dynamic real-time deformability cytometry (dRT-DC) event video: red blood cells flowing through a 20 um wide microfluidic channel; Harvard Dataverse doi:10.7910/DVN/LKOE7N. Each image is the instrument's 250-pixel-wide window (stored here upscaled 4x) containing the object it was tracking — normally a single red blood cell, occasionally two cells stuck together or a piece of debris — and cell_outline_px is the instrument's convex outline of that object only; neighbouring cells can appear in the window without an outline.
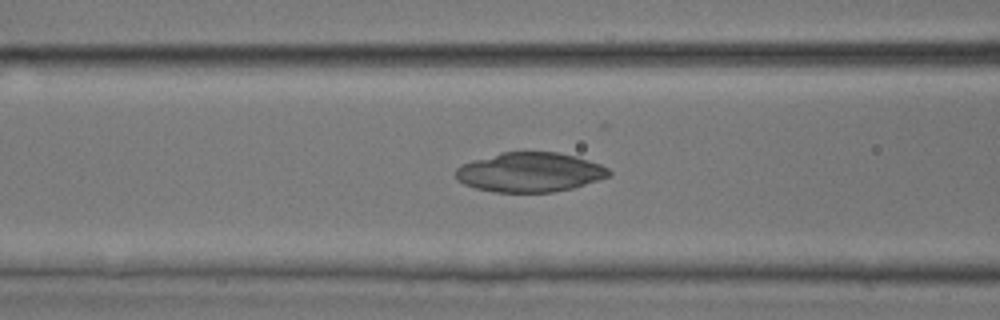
{"species": "common noctule bat (a hibernating species)", "species_latin": "Nyctalus noctula", "temperature_condition": "room temperature", "stored_images_in_passage": 45, "camera_frame_rate_fps": 3000, "um_per_image_px": 0.085, "animal": {"sex": "male", "body_mass_g": 17.9, "forearm_length_mm": 54.2}, "frame": {"image": 1, "passage_image": 19, "time_ms": 6.0, "image_size_px": [1000, 320], "cell_outline_px": [[612, 172], [608, 176], [572, 188], [552, 192], [492, 192], [476, 188], [464, 184], [456, 180], [456, 168], [460, 164], [500, 152], [556, 152], [576, 156], [600, 164], [608, 168]], "centroid_in_image_um": [45.0, 14.63], "position_along_channel_um": 121.6, "area_um2": 35.2}}
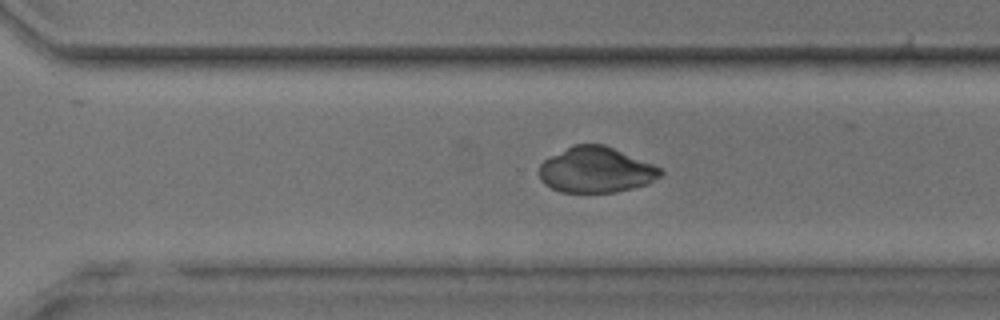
{"frame": {"image": 2, "passage_image": 32, "time_ms": 10.333, "image_size_px": [1000, 320], "cell_outline_px": [[664, 172], [660, 176], [648, 184], [616, 192], [560, 192], [544, 184], [540, 180], [540, 164], [544, 160], [572, 144], [604, 144], [652, 164], [660, 168]], "centroid_in_image_um": [50.64, 14.44], "position_along_channel_um": 320.0, "area_um2": 32.14}}
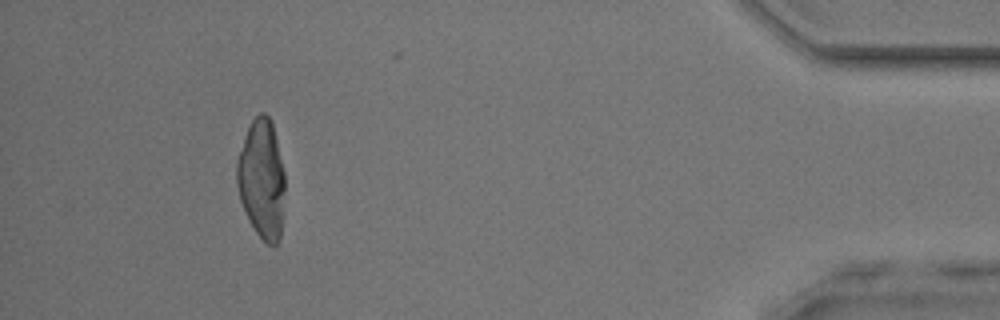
{"frame": {"image": 3, "passage_image": 42, "time_ms": 13.667, "image_size_px": [1000, 320], "cell_outline_px": [[284, 192], [280, 240], [276, 244], [268, 244], [256, 232], [248, 220], [240, 200], [236, 184], [236, 160], [244, 136], [252, 120], [260, 112], [264, 112], [272, 120], [284, 172]], "centroid_in_image_um": [22.23, 15.2], "position_along_channel_um": 413.0, "area_um2": 33.47}}